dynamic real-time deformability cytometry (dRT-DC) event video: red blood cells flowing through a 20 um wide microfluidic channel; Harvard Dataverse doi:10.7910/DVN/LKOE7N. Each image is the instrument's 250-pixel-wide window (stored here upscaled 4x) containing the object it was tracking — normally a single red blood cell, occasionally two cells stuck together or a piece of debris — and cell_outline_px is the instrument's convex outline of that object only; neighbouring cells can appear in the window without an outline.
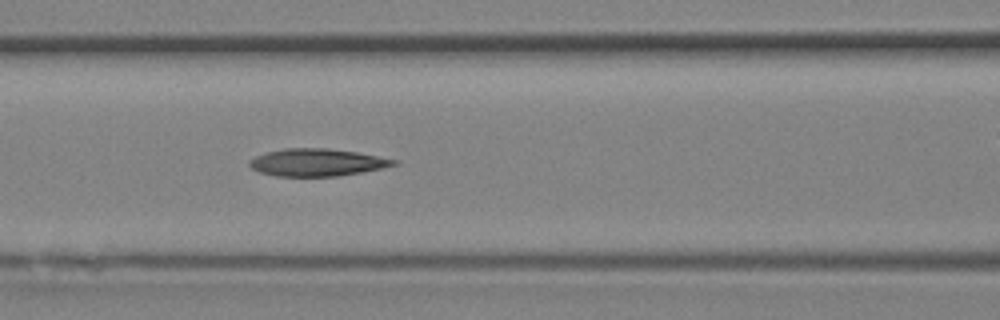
{"species": "Egyptian fruit bat (a non-hibernating species)", "species_latin": "Rousettus aegyptiacus", "temperature_condition": "room temperature", "stored_images_in_passage": 11, "segment_of_instrument_passage": [1, 2], "camera_frame_rate_fps": 3000, "um_per_image_px": 0.085, "animal": {"sex": "female"}, "frame": {"image": 1, "passage_image": 10, "time_ms": 3.0, "image_size_px": [1000, 320], "cell_outline_px": [[400, 164], [384, 168], [336, 176], [276, 176], [260, 172], [252, 168], [248, 164], [248, 160], [256, 156], [268, 152], [284, 148], [328, 148], [356, 152], [400, 160]], "centroid_in_image_um": [26.98, 13.8], "position_along_channel_um": 139.6, "area_um2": 23.06}}